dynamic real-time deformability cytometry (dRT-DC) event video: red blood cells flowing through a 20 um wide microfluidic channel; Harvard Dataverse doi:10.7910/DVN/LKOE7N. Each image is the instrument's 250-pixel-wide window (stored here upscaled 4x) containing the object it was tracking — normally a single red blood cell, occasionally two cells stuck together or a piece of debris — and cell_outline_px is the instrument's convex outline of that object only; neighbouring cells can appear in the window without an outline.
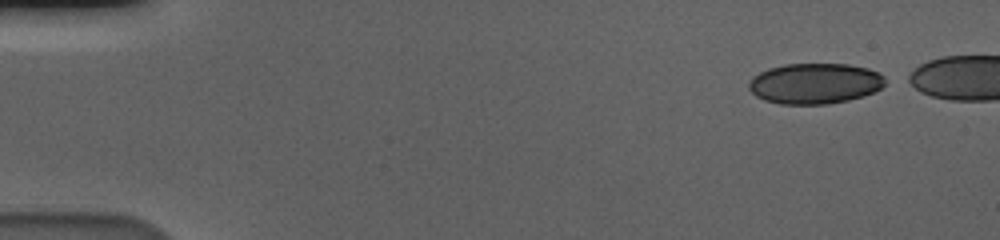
{"species": "human", "species_latin": "Homo sapiens", "temperature_condition": "cold", "stored_images_in_passage": 49, "camera_frame_rate_fps": 3000, "um_per_image_px": 0.085, "donor": {"sex": "male"}, "frame": {"image": 1, "passage_image": 1, "time_ms": 0.0, "image_size_px": [1000, 240], "cell_outline_px": [[884, 84], [876, 92], [864, 96], [848, 100], [828, 104], [780, 104], [764, 100], [756, 96], [748, 88], [748, 84], [752, 76], [768, 68], [784, 64], [848, 64], [868, 68], [880, 72], [884, 76]], "centroid_in_image_um": [69.26, 7.09], "position_along_channel_um": 15.7, "area_um2": 32.54}}
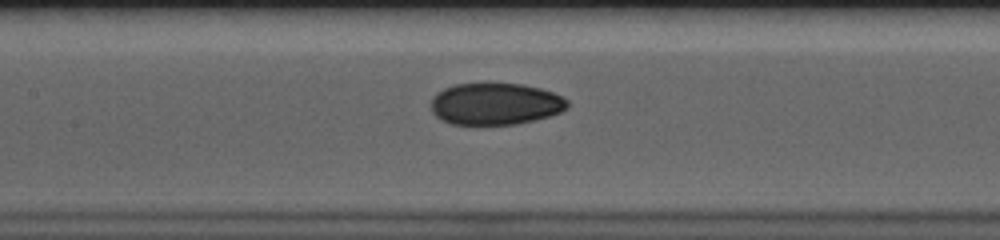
{"frame": {"image": 2, "passage_image": 24, "time_ms": 7.667, "image_size_px": [1000, 240], "cell_outline_px": [[568, 108], [560, 112], [548, 116], [516, 124], [452, 124], [436, 116], [432, 112], [432, 96], [436, 92], [444, 88], [456, 84], [520, 84], [540, 88], [552, 92], [568, 100]], "centroid_in_image_um": [42.1, 8.83], "position_along_channel_um": 165.3, "area_um2": 32.95}}
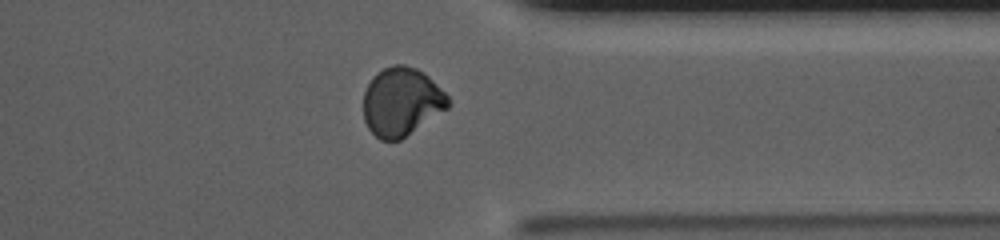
{"frame": {"image": 3, "passage_image": 42, "time_ms": 13.667, "image_size_px": [1000, 240], "cell_outline_px": [[452, 104], [448, 108], [400, 140], [380, 140], [368, 128], [364, 120], [364, 92], [372, 76], [376, 72], [392, 64], [404, 64], [416, 68], [424, 72], [448, 96]], "centroid_in_image_um": [34.12, 8.63], "position_along_channel_um": 377.3, "area_um2": 33.87}}